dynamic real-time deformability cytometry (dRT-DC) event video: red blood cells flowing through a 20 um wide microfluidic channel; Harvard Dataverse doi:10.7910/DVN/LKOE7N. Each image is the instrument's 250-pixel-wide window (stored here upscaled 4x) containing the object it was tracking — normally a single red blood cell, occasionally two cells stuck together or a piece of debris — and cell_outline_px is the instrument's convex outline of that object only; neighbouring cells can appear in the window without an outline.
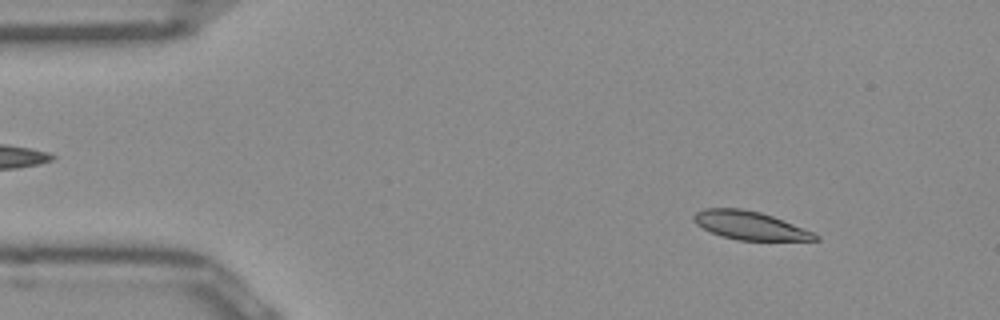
{"species": "Egyptian fruit bat (a non-hibernating species)", "species_latin": "Rousettus aegyptiacus", "temperature_condition": "room temperature", "stored_images_in_passage": 50, "camera_frame_rate_fps": 3000, "um_per_image_px": 0.085, "frame": {"image": 1, "passage_image": 5, "time_ms": 1.333, "image_size_px": [1000, 320], "cell_outline_px": [[820, 240], [736, 240], [720, 236], [696, 224], [692, 220], [692, 216], [696, 212], [704, 208], [740, 208], [760, 212], [772, 216], [812, 232], [820, 236]], "centroid_in_image_um": [63.69, 19.16], "position_along_channel_um": 21.3, "area_um2": 19.88}}
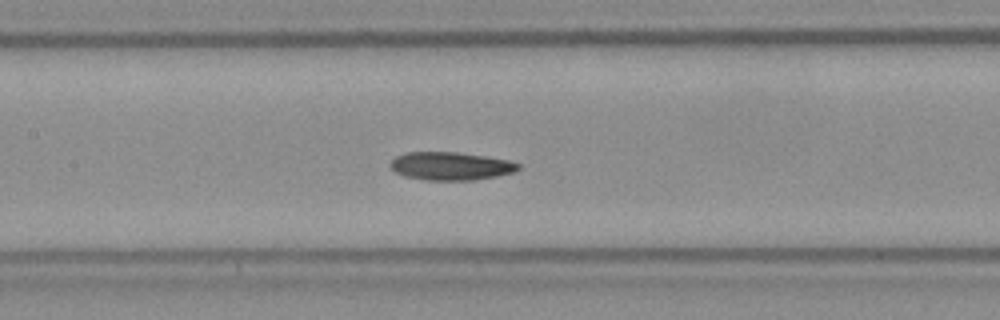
{"frame": {"image": 2, "passage_image": 22, "time_ms": 7.0, "image_size_px": [1000, 320], "cell_outline_px": [[520, 168], [512, 172], [496, 176], [472, 180], [428, 180], [404, 176], [396, 172], [388, 164], [396, 156], [408, 152], [456, 152], [484, 156], [508, 160], [520, 164]], "centroid_in_image_um": [38.29, 14.11], "position_along_channel_um": 169.1, "area_um2": 20.75}}
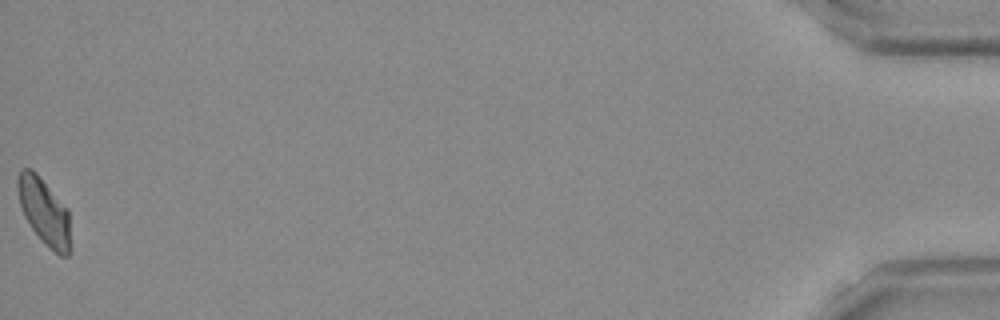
{"frame": {"image": 3, "passage_image": 50, "time_ms": 16.333, "image_size_px": [1000, 320], "cell_outline_px": [[72, 244], [68, 256], [60, 256], [32, 228], [24, 216], [20, 204], [16, 188], [16, 180], [20, 168], [32, 168], [36, 172], [68, 208]], "centroid_in_image_um": [3.77, 17.93], "position_along_channel_um": 431.4, "area_um2": 20.58}, "authors_computed_cell_mechanics": {"area_um2": 20.7213, "velocity_mm_per_s": 3.9342, "shape_relaxation_time_tau1_ms": null, "shape_relaxation_time_tau2_ms": 8.6929, "deformation_change_tau1": null, "deformation_change_tau2": 0.1564}}